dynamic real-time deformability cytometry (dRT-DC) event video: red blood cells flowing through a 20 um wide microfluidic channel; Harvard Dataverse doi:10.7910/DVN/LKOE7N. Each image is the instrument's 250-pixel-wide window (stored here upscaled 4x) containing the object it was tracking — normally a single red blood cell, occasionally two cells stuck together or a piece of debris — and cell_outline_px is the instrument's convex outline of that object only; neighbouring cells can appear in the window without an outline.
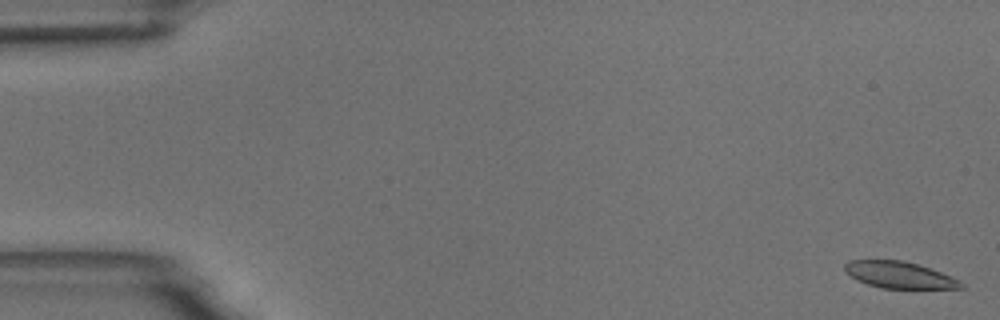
{"species": "common noctule bat (a hibernating species)", "species_latin": "Nyctalus noctula", "temperature_condition": "room temperature", "stored_images_in_passage": 8, "camera_frame_rate_fps": 3000, "um_per_image_px": 0.085, "animal": {"sex": "male", "body_mass_g": 18.8}, "frame": {"image": 1, "passage_image": 1, "time_ms": 0.0, "image_size_px": [1000, 320], "cell_outline_px": [[964, 288], [880, 288], [856, 280], [844, 272], [844, 264], [848, 260], [904, 260], [920, 264], [960, 280], [964, 284]], "centroid_in_image_um": [76.41, 23.36], "position_along_channel_um": 8.6, "area_um2": 18.15}}